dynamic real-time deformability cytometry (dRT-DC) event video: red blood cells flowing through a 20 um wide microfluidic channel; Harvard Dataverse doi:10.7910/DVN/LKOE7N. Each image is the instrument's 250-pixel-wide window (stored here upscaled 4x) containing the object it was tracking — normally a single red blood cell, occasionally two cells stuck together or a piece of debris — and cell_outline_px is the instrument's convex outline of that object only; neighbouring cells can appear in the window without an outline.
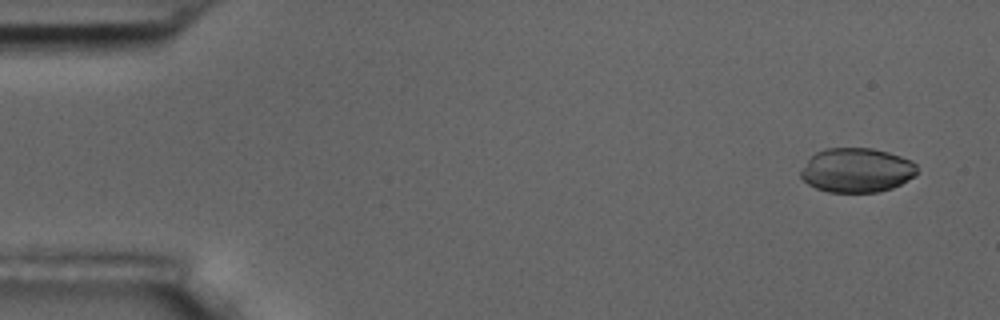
{"species": "common noctule bat (a hibernating species)", "species_latin": "Nyctalus noctula", "temperature_condition": "room temperature", "stored_images_in_passage": 5, "camera_frame_rate_fps": 3000, "um_per_image_px": 0.085, "animal": {"sex": "male", "body_mass_g": 17.5, "forearm_length_mm": 52.3}, "frame": {"image": 1, "passage_image": 1, "time_ms": 0.0, "image_size_px": [1000, 320], "cell_outline_px": [[916, 176], [892, 188], [880, 192], [828, 192], [816, 188], [808, 184], [800, 176], [800, 172], [808, 160], [816, 152], [824, 148], [872, 148], [888, 152], [912, 160], [916, 164]], "centroid_in_image_um": [72.83, 14.47], "position_along_channel_um": 12.2, "area_um2": 30.11}}